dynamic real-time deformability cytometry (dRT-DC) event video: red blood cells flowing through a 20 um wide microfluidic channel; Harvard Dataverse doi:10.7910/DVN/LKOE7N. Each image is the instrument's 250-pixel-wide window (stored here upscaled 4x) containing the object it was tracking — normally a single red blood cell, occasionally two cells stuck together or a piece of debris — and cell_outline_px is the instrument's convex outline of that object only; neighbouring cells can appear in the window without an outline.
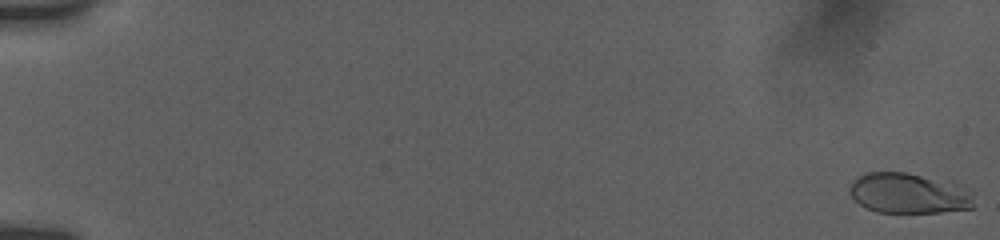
{"species": "human", "species_latin": "Homo sapiens", "temperature_condition": "room temperature", "stored_images_in_passage": 32, "camera_frame_rate_fps": 3000, "um_per_image_px": 0.085, "donor": {"sex": "female"}, "frame": {"image": 1, "passage_image": 1, "time_ms": 0.0, "image_size_px": [1000, 240], "cell_outline_px": [[976, 208], [940, 212], [876, 212], [860, 204], [848, 192], [848, 188], [852, 180], [856, 176], [864, 172], [908, 172], [956, 180], [968, 188], [972, 196]], "centroid_in_image_um": [77.31, 16.39], "position_along_channel_um": 7.7, "area_um2": 30.29}}
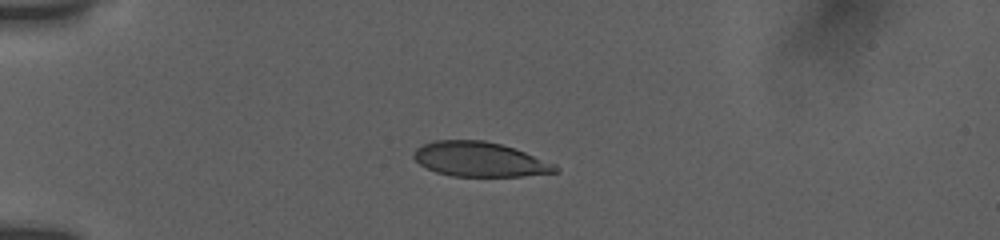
{"frame": {"image": 2, "passage_image": 21, "time_ms": 5.0, "image_size_px": [1000, 240], "cell_outline_px": [[560, 172], [524, 176], [452, 176], [436, 172], [420, 164], [412, 156], [412, 152], [416, 148], [432, 140], [484, 140], [516, 148], [556, 164], [560, 168]], "centroid_in_image_um": [40.81, 13.54], "position_along_channel_um": 44.2, "area_um2": 28.84}}
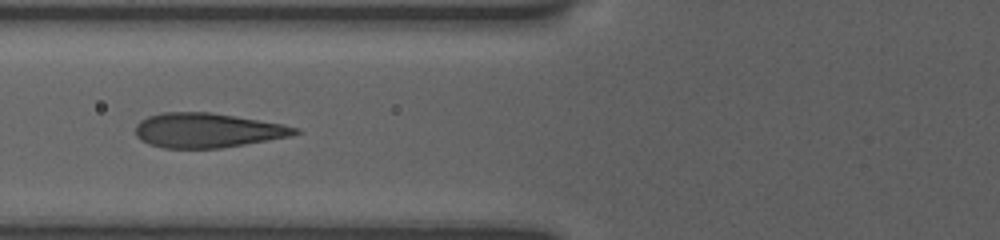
{"frame": {"image": 3, "passage_image": 31, "time_ms": 7.667, "image_size_px": [1000, 240], "cell_outline_px": [[304, 132], [292, 136], [220, 148], [164, 148], [148, 144], [140, 140], [136, 136], [136, 124], [140, 120], [148, 116], [164, 112], [212, 112], [284, 124], [300, 128]], "centroid_in_image_um": [17.65, 11.07], "position_along_channel_um": 108.1, "area_um2": 32.37}}